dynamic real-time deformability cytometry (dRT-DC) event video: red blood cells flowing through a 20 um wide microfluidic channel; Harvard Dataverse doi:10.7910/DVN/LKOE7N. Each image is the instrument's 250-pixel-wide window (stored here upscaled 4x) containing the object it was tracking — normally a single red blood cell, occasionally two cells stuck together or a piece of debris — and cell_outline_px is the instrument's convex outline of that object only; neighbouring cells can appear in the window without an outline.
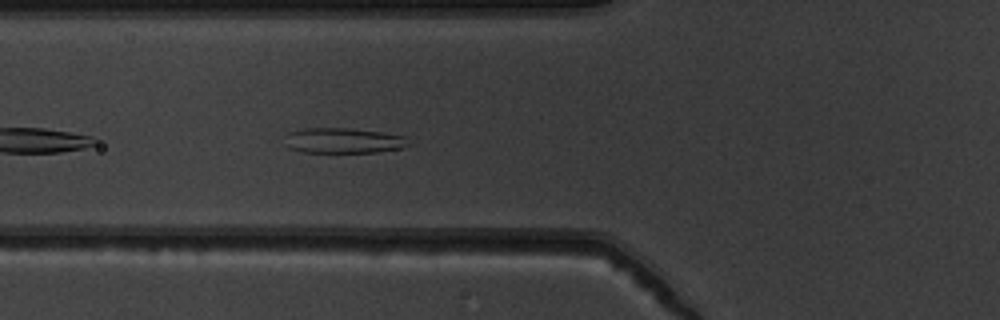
{"species": "common noctule bat (a hibernating species)", "species_latin": "Nyctalus noctula", "temperature_condition": "warm", "stored_images_in_passage": 26, "camera_frame_rate_fps": 3000, "um_per_image_px": 0.085, "animal": {"sex": "male", "body_mass_g": 19.5, "forearm_length_mm": 54.6}, "frame": {"image": 1, "passage_image": 5, "time_ms": 1.333, "image_size_px": [1000, 320], "cell_outline_px": [[408, 144], [404, 148], [376, 152], [304, 152], [288, 148], [288, 132], [308, 128], [348, 128], [380, 132], [408, 136]], "centroid_in_image_um": [29.26, 11.95], "position_along_channel_um": 96.5, "area_um2": 18.03}}
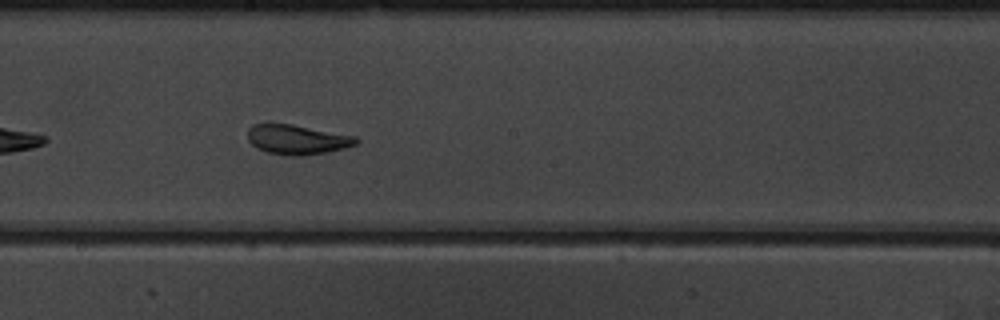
{"frame": {"image": 2, "passage_image": 15, "time_ms": 4.667, "image_size_px": [1000, 320], "cell_outline_px": [[360, 140], [356, 144], [344, 148], [328, 152], [304, 156], [288, 156], [268, 152], [256, 148], [248, 140], [248, 128], [252, 124], [268, 120], [292, 124], [356, 136]], "centroid_in_image_um": [25.2, 11.83], "position_along_channel_um": 223.0, "area_um2": 19.42}}
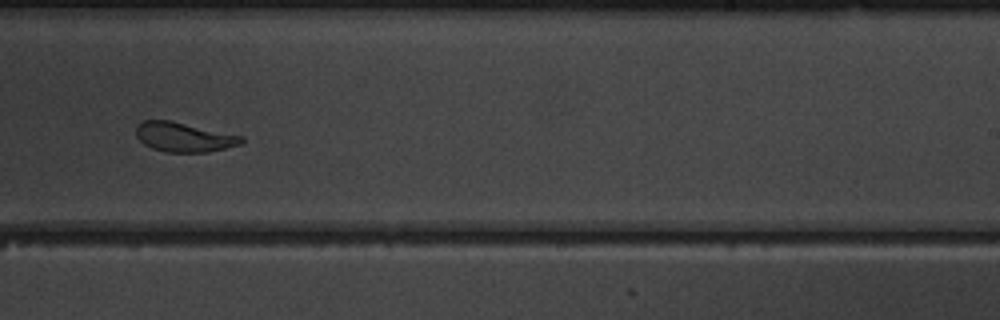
{"frame": {"image": 3, "passage_image": 19, "time_ms": 6.0, "image_size_px": [1000, 320], "cell_outline_px": [[244, 140], [240, 144], [208, 152], [164, 152], [152, 148], [144, 144], [136, 136], [136, 128], [144, 120], [172, 120], [244, 136]], "centroid_in_image_um": [15.64, 11.65], "position_along_channel_um": 273.4, "area_um2": 18.15}}